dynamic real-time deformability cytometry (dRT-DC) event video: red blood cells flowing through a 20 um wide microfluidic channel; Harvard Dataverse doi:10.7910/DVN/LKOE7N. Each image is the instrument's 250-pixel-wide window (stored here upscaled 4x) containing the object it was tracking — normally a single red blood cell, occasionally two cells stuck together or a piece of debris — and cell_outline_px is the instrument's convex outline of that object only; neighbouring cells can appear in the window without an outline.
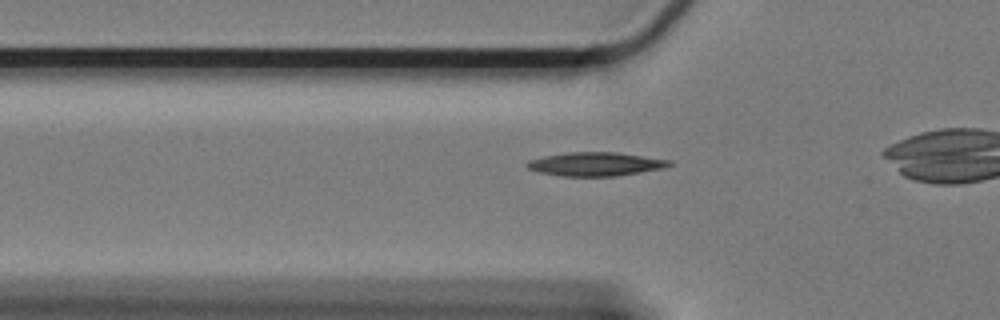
{"species": "Egyptian fruit bat (a non-hibernating species)", "species_latin": "Rousettus aegyptiacus", "temperature_condition": "cold", "stored_images_in_passage": 33, "camera_frame_rate_fps": 3000, "um_per_image_px": 0.085, "animal": {"sex": "female"}, "frame": {"image": 1, "passage_image": 4, "time_ms": 1.0, "image_size_px": [1000, 320], "cell_outline_px": [[672, 164], [664, 168], [616, 176], [564, 176], [536, 172], [528, 168], [524, 164], [528, 160], [544, 156], [568, 152], [616, 152], [672, 160]], "centroid_in_image_um": [50.6, 13.94], "position_along_channel_um": 75.2, "area_um2": 19.71}}
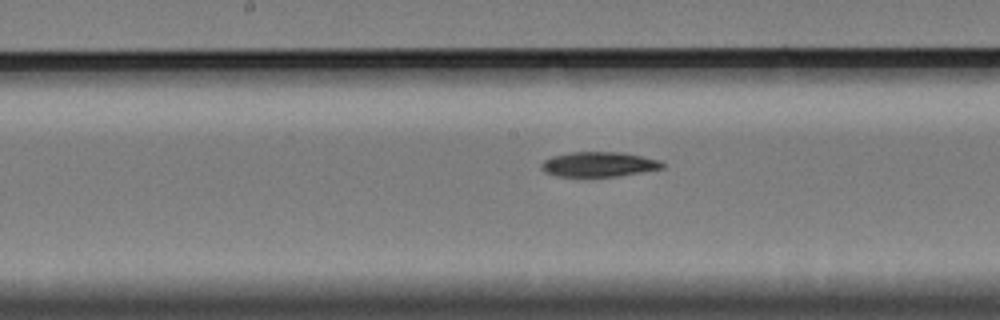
{"frame": {"image": 2, "passage_image": 15, "time_ms": 4.667, "image_size_px": [1000, 320], "cell_outline_px": [[664, 168], [620, 176], [556, 176], [544, 172], [540, 168], [540, 164], [544, 160], [552, 156], [572, 152], [624, 152], [660, 160], [664, 164]], "centroid_in_image_um": [50.9, 13.96], "position_along_channel_um": 197.3, "area_um2": 17.63}}
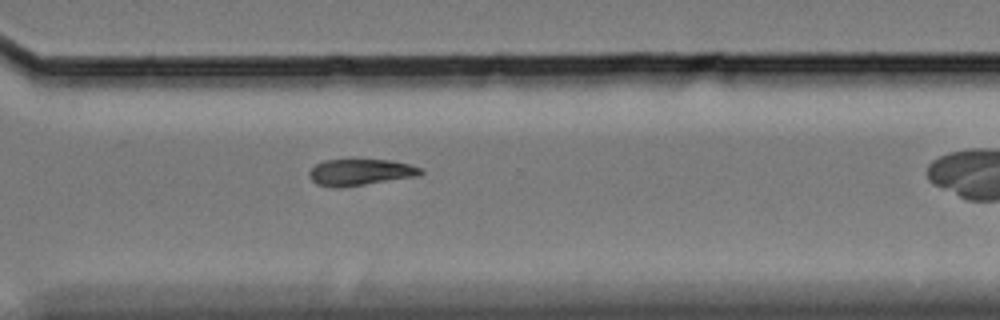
{"frame": {"image": 3, "passage_image": 28, "time_ms": 9.0, "image_size_px": [1000, 320], "cell_outline_px": [[424, 172], [420, 176], [336, 188], [316, 184], [308, 176], [308, 172], [316, 164], [324, 160], [392, 160], [408, 164], [420, 168]], "centroid_in_image_um": [30.62, 14.64], "position_along_channel_um": 340.0, "area_um2": 17.05}}